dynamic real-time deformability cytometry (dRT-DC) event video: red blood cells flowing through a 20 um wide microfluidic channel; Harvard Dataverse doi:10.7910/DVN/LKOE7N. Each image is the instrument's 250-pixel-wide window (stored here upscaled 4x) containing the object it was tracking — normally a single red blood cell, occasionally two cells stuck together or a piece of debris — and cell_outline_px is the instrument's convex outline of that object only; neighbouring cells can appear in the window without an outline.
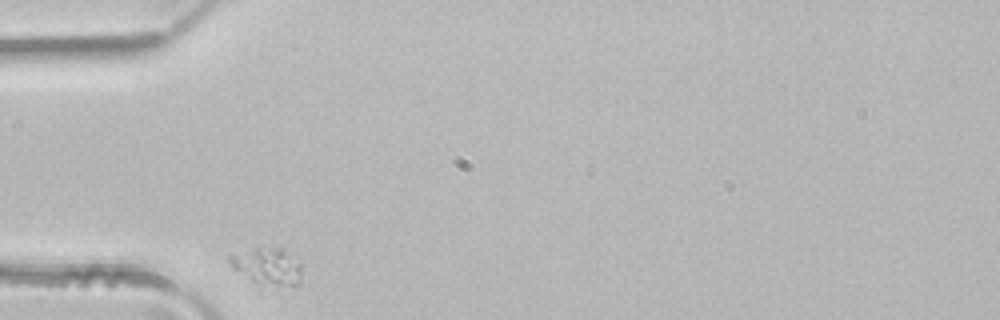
{"species": "common noctule bat (a hibernating species)", "species_latin": "Nyctalus noctula", "temperature_condition": "room temperature", "stored_images_in_passage": 4, "camera_frame_rate_fps": 3000, "um_per_image_px": 0.085, "animal": {"sex": "male", "body_mass_g": 21.5, "forearm_length_mm": 52.0}, "frame": {"image": 1, "passage_image": 1, "time_ms": 0.0, "image_size_px": [1000, 320], "cell_outline_px": [[304, 264], [300, 284], [276, 284], [252, 280], [232, 268], [228, 260], [228, 256], [256, 248], [280, 248], [300, 256]], "centroid_in_image_um": [22.86, 22.58], "position_along_channel_um": 62.1, "area_um2": 15.37}}
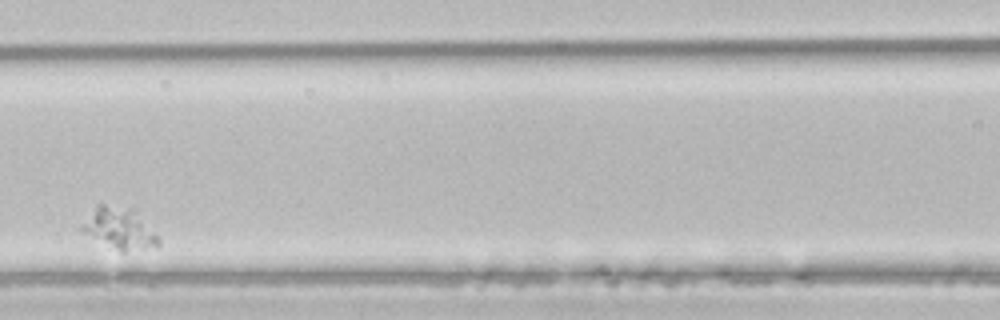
{"frame": {"image": 2, "passage_image": 3, "time_ms": 0.667, "image_size_px": [1000, 320], "cell_outline_px": [[160, 248], [124, 252], [120, 252], [84, 232], [80, 228], [96, 204], [100, 200], [136, 208], [160, 240]], "centroid_in_image_um": [10.22, 19.36], "position_along_channel_um": 156.4, "area_um2": 19.19}}
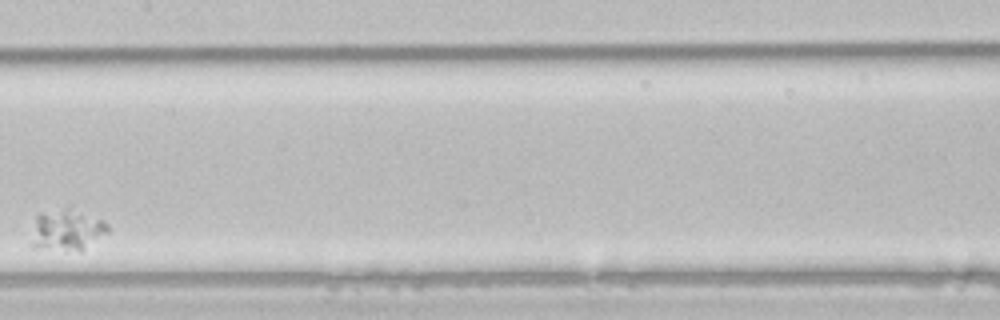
{"frame": {"image": 3, "passage_image": 4, "time_ms": 1.0, "image_size_px": [1000, 320], "cell_outline_px": [[108, 232], [80, 252], [32, 248], [32, 244], [36, 212], [72, 204], [104, 220], [108, 224]], "centroid_in_image_um": [5.7, 19.47], "position_along_channel_um": 201.7, "area_um2": 19.54}}